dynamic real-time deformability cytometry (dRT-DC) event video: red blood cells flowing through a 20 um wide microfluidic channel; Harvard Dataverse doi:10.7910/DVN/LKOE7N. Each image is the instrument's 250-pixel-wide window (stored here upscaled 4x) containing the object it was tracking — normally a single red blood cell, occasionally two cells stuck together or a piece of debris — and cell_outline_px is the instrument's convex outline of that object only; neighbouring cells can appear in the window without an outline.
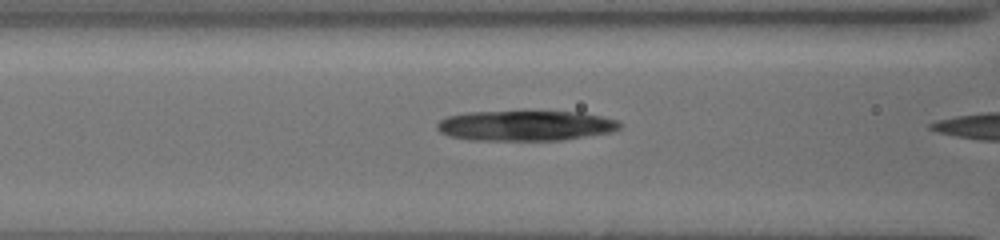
{"species": "common noctule bat (a hibernating species)", "species_latin": "Nyctalus noctula", "temperature_condition": "cold", "stored_images_in_passage": 57, "camera_frame_rate_fps": 3000, "um_per_image_px": 0.085, "animal": {"sex": "female", "body_mass_g": 19.5, "forearm_length_mm": 54.1}, "frame": {"image": 1, "passage_image": 22, "time_ms": 4.333, "image_size_px": [1000, 240], "cell_outline_px": [[620, 128], [612, 132], [560, 140], [468, 140], [448, 136], [440, 132], [436, 128], [436, 124], [440, 120], [448, 116], [468, 112], [580, 112], [600, 116], [616, 120], [620, 124]], "centroid_in_image_um": [44.62, 10.69], "position_along_channel_um": 122.0, "area_um2": 32.02}}
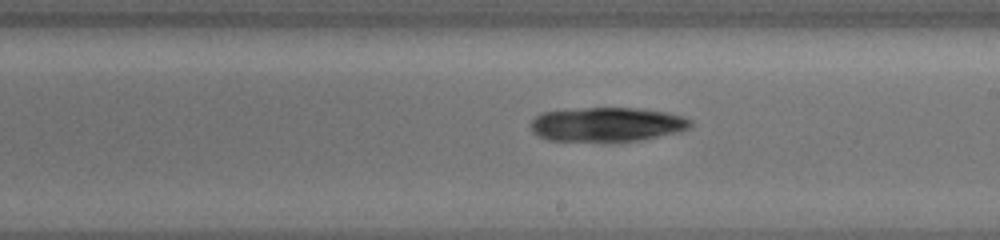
{"frame": {"image": 2, "passage_image": 42, "time_ms": 7.333, "image_size_px": [1000, 240], "cell_outline_px": [[692, 124], [688, 128], [680, 132], [640, 140], [548, 140], [532, 132], [532, 120], [536, 116], [544, 112], [584, 108], [636, 108], [668, 112], [692, 120]], "centroid_in_image_um": [51.64, 10.56], "position_along_channel_um": 237.4, "area_um2": 31.33}}
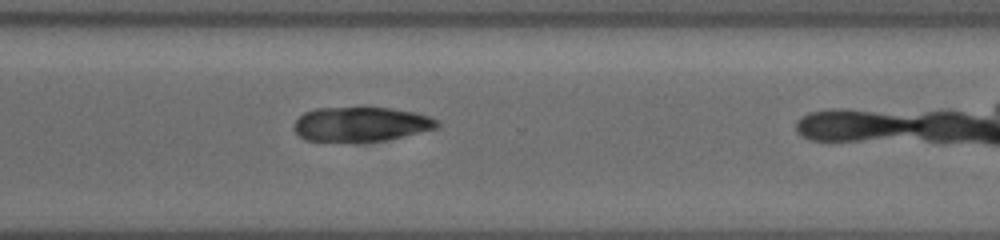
{"frame": {"image": 3, "passage_image": 56, "time_ms": 10.0, "image_size_px": [1000, 240], "cell_outline_px": [[440, 124], [436, 128], [384, 140], [356, 144], [352, 144], [308, 140], [300, 136], [292, 128], [296, 120], [304, 112], [316, 108], [388, 108], [412, 112], [428, 116], [436, 120]], "centroid_in_image_um": [30.61, 10.59], "position_along_channel_um": 340.0, "area_um2": 29.02}}